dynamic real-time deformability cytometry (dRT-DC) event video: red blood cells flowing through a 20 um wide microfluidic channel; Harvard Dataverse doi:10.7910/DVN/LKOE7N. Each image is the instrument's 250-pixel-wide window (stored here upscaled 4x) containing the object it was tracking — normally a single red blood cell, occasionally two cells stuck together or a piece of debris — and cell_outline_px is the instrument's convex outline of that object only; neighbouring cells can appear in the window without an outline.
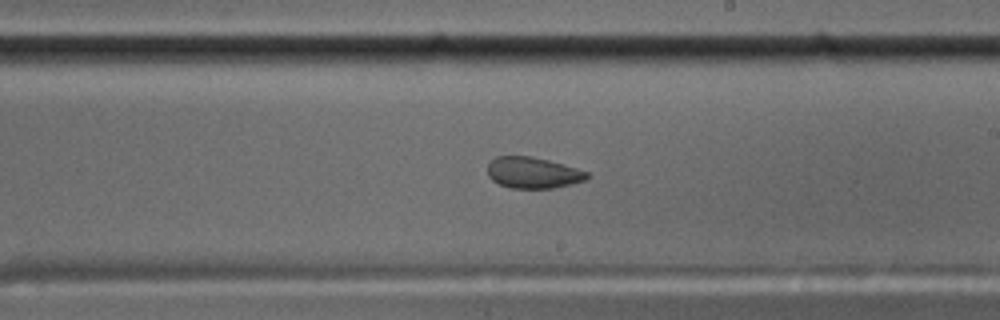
{"species": "common noctule bat (a hibernating species)", "species_latin": "Nyctalus noctula", "temperature_condition": "cold", "stored_images_in_passage": 41, "camera_frame_rate_fps": 3000, "um_per_image_px": 0.085, "animal": {"sex": "male", "body_mass_g": 17.5, "forearm_length_mm": 52.3}, "frame": {"image": 1, "passage_image": 17, "time_ms": 5.333, "image_size_px": [1000, 320], "cell_outline_px": [[588, 176], [584, 180], [572, 184], [552, 188], [508, 188], [492, 180], [488, 176], [488, 164], [496, 156], [532, 156], [564, 164], [588, 172]], "centroid_in_image_um": [45.28, 14.68], "position_along_channel_um": 243.7, "area_um2": 18.03}}
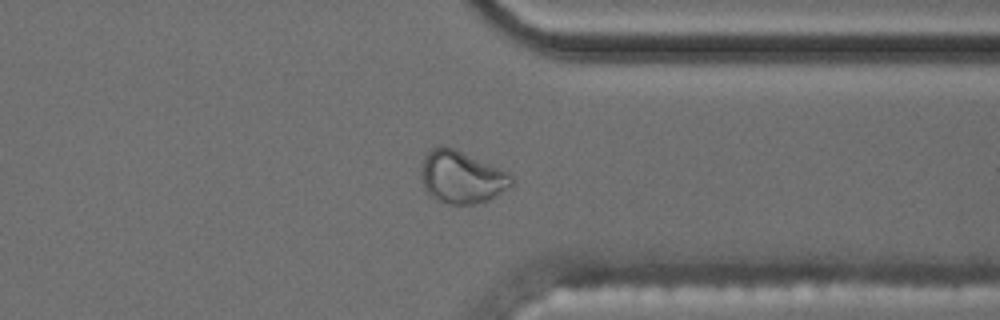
{"frame": {"image": 2, "passage_image": 28, "time_ms": 9.0, "image_size_px": [1000, 320], "cell_outline_px": [[512, 184], [488, 200], [476, 204], [448, 204], [436, 200], [424, 188], [420, 176], [420, 168], [424, 156], [432, 148], [440, 144], [456, 148], [508, 172], [512, 176]], "centroid_in_image_um": [39.18, 15.03], "position_along_channel_um": 372.2, "area_um2": 27.74}}
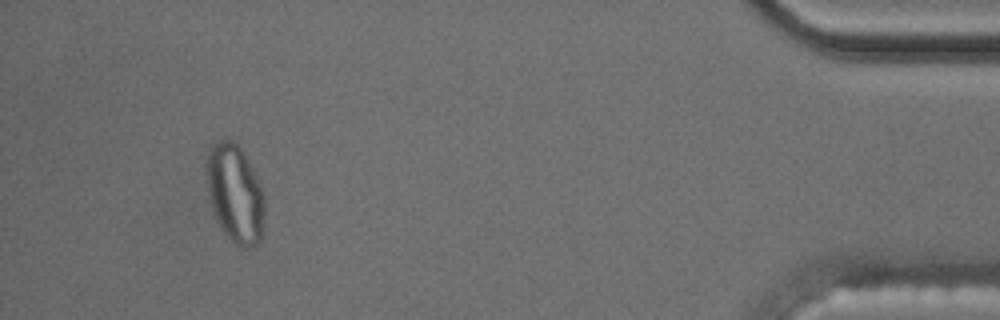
{"frame": {"image": 3, "passage_image": 37, "time_ms": 12.0, "image_size_px": [1000, 320], "cell_outline_px": [[264, 216], [260, 240], [252, 248], [240, 248], [224, 232], [216, 220], [212, 212], [204, 180], [204, 164], [208, 152], [212, 144], [220, 140], [232, 140], [240, 144], [260, 184], [264, 196]], "centroid_in_image_um": [19.93, 16.42], "position_along_channel_um": 415.3, "area_um2": 33.99}}